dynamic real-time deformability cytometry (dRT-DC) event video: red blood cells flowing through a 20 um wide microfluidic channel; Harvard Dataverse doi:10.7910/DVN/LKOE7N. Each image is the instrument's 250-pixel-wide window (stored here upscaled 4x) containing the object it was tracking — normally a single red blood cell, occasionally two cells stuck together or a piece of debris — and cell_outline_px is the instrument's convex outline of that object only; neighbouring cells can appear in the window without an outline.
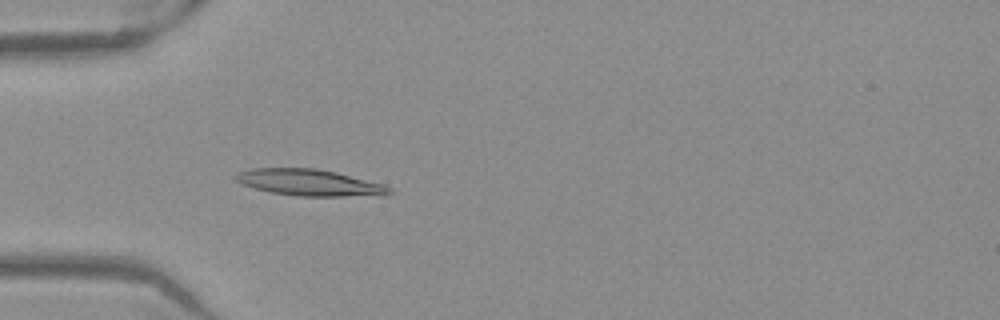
{"species": "Egyptian fruit bat (a non-hibernating species)", "species_latin": "Rousettus aegyptiacus", "temperature_condition": "warm", "stored_images_in_passage": 52, "camera_frame_rate_fps": 3000, "um_per_image_px": 0.085, "frame": {"image": 1, "passage_image": 16, "time_ms": 5.0, "image_size_px": [1000, 320], "cell_outline_px": [[396, 192], [384, 196], [300, 196], [272, 192], [240, 184], [232, 176], [236, 172], [252, 168], [316, 168], [336, 172], [384, 184], [392, 188]], "centroid_in_image_um": [26.36, 15.52], "position_along_channel_um": 58.6, "area_um2": 23.99}}
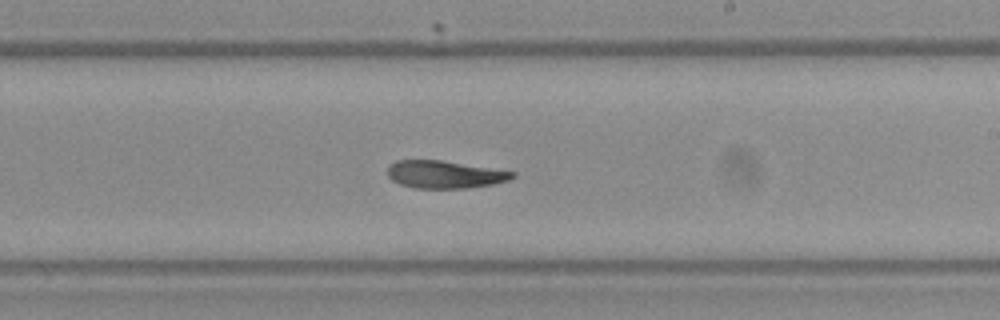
{"frame": {"image": 2, "passage_image": 31, "time_ms": 10.0, "image_size_px": [1000, 320], "cell_outline_px": [[516, 176], [508, 180], [492, 184], [468, 188], [416, 188], [400, 184], [392, 180], [388, 176], [388, 164], [396, 160], [440, 160], [516, 172]], "centroid_in_image_um": [37.77, 14.82], "position_along_channel_um": 251.2, "area_um2": 20.0}}
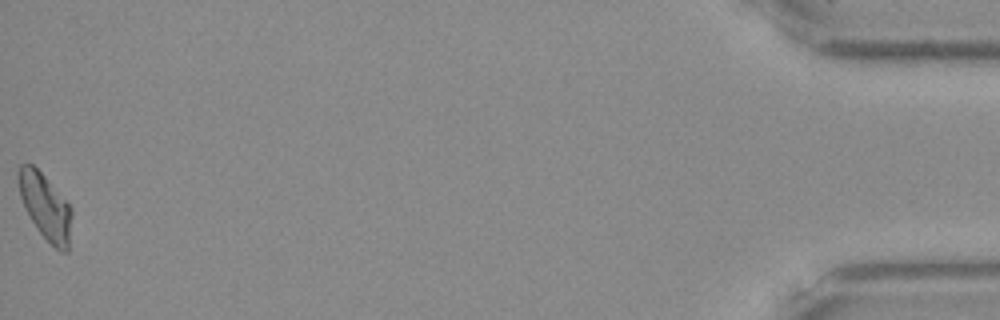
{"frame": {"image": 3, "passage_image": 52, "time_ms": 17.0, "image_size_px": [1000, 320], "cell_outline_px": [[72, 216], [68, 252], [60, 252], [36, 228], [20, 196], [16, 176], [16, 172], [20, 164], [32, 164], [44, 176], [72, 208]], "centroid_in_image_um": [3.85, 17.55], "position_along_channel_um": 431.4, "area_um2": 20.17}, "authors_computed_cell_mechanics": {"area_um2": 21.1259, "velocity_mm_per_s": 3.9449, "shape_relaxation_time_tau1_ms": 8.6483, "shape_relaxation_time_tau2_ms": 4.1825, "deformation_change_tau1": 0.2144, "deformation_change_tau2": 0.1102}}